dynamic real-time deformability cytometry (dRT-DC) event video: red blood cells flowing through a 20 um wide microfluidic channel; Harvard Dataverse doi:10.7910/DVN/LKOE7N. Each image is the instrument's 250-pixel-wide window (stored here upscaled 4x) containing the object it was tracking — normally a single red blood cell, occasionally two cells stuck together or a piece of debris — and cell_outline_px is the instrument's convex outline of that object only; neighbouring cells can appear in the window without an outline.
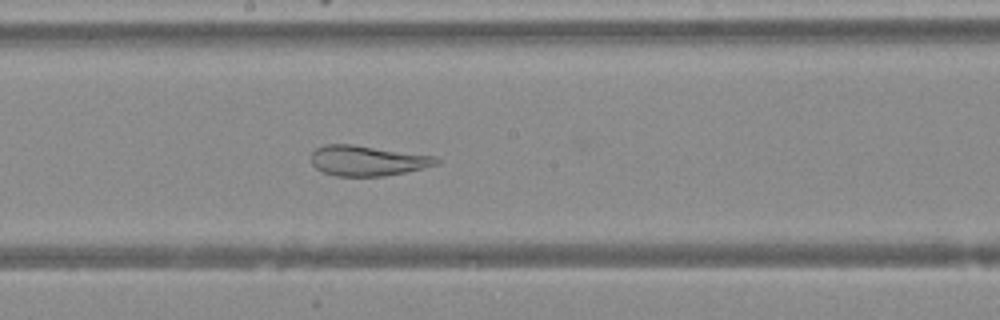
{"species": "Egyptian fruit bat (a non-hibernating species)", "species_latin": "Rousettus aegyptiacus", "temperature_condition": "warm", "stored_images_in_passage": 38, "camera_frame_rate_fps": 3000, "um_per_image_px": 0.085, "animal": {"sex": "female"}, "frame": {"image": 1, "passage_image": 16, "time_ms": 5.0, "image_size_px": [1000, 320], "cell_outline_px": [[440, 164], [404, 172], [384, 176], [336, 176], [324, 172], [316, 168], [312, 164], [312, 152], [316, 148], [324, 144], [352, 144], [436, 156], [440, 160]], "centroid_in_image_um": [31.24, 13.65], "position_along_channel_um": 217.0, "area_um2": 22.08}}
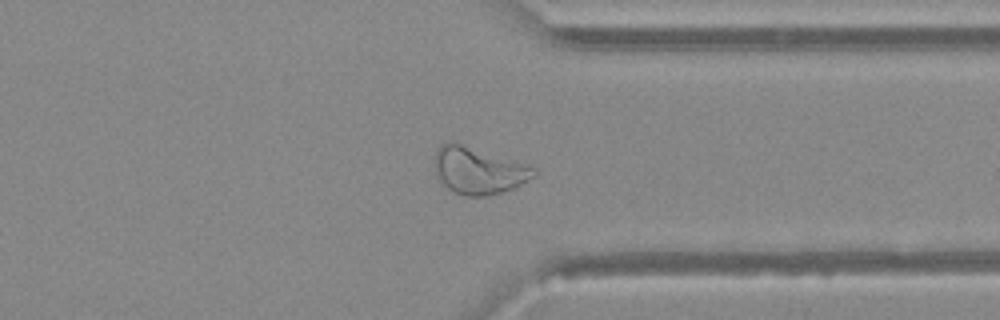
{"frame": {"image": 2, "passage_image": 27, "time_ms": 8.667, "image_size_px": [1000, 320], "cell_outline_px": [[536, 176], [512, 188], [488, 196], [464, 196], [448, 188], [436, 176], [436, 152], [440, 144], [460, 144], [536, 168]], "centroid_in_image_um": [40.67, 14.54], "position_along_channel_um": 370.7, "area_um2": 26.07}}
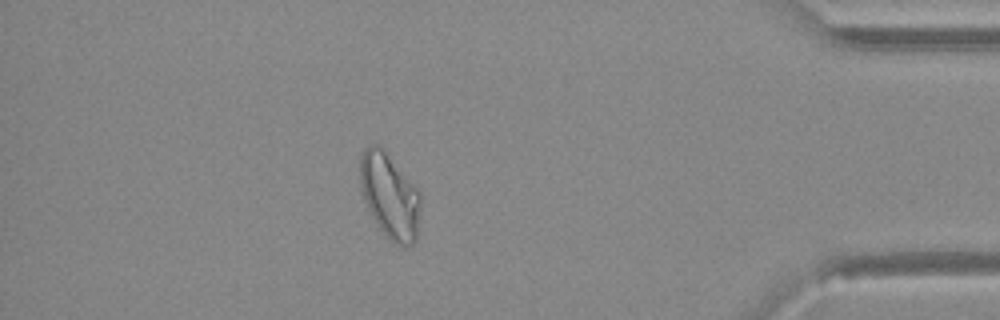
{"frame": {"image": 3, "passage_image": 32, "time_ms": 10.333, "image_size_px": [1000, 320], "cell_outline_px": [[420, 200], [416, 240], [412, 244], [404, 248], [396, 244], [380, 228], [368, 212], [360, 188], [360, 156], [364, 148], [368, 144], [380, 144], [384, 148], [420, 192]], "centroid_in_image_um": [33.1, 16.6], "position_along_channel_um": 402.1, "area_um2": 30.17}}